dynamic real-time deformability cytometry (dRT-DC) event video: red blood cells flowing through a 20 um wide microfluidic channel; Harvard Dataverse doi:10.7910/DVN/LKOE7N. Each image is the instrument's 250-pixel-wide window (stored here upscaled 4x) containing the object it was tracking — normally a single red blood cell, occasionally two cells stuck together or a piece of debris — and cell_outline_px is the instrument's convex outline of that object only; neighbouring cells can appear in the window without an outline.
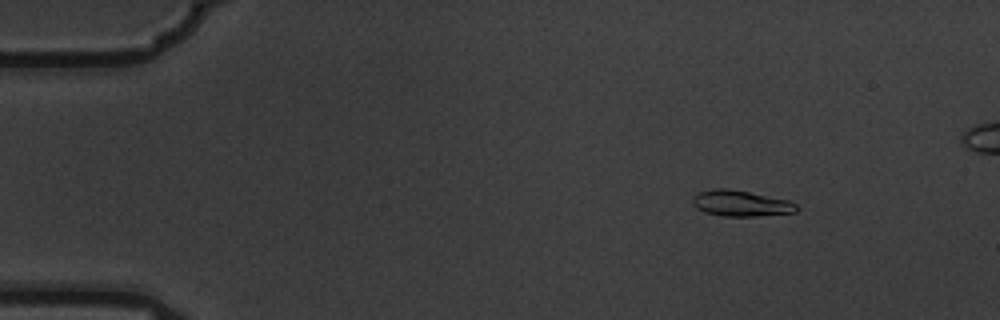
{"species": "common noctule bat (a hibernating species)", "species_latin": "Nyctalus noctula", "temperature_condition": "warm", "stored_images_in_passage": 11, "camera_frame_rate_fps": 3000, "um_per_image_px": 0.085, "animal": {"sex": "male", "body_mass_g": 19.5, "forearm_length_mm": 54.6}, "frame": {"image": 1, "passage_image": 2, "time_ms": 0.333, "image_size_px": [1000, 320], "cell_outline_px": [[800, 208], [796, 212], [756, 216], [724, 216], [704, 212], [696, 208], [692, 204], [692, 196], [696, 192], [716, 188], [728, 188], [788, 200], [796, 204]], "centroid_in_image_um": [62.93, 17.28], "position_along_channel_um": 22.1, "area_um2": 15.78}}
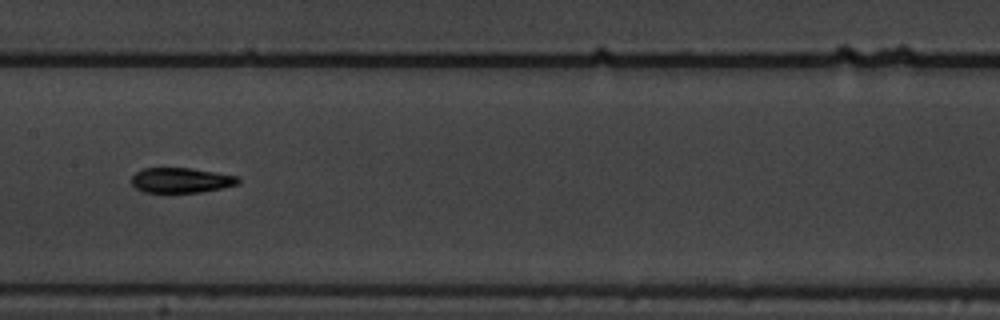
{"frame": {"image": 2, "passage_image": 8, "time_ms": 2.333, "image_size_px": [1000, 320], "cell_outline_px": [[240, 184], [200, 192], [144, 192], [136, 188], [132, 184], [132, 176], [136, 172], [144, 168], [192, 168], [240, 176]], "centroid_in_image_um": [15.43, 15.31], "position_along_channel_um": 192.0, "area_um2": 15.61}}
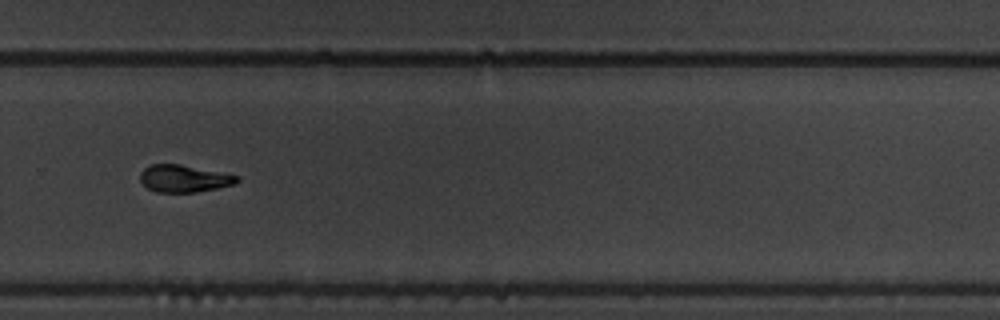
{"frame": {"image": 3, "passage_image": 11, "time_ms": 3.333, "image_size_px": [1000, 320], "cell_outline_px": [[240, 180], [236, 184], [196, 192], [156, 192], [148, 188], [140, 180], [140, 172], [144, 168], [152, 164], [180, 164], [240, 176]], "centroid_in_image_um": [15.65, 15.17], "position_along_channel_um": 314.2, "area_um2": 15.32}}